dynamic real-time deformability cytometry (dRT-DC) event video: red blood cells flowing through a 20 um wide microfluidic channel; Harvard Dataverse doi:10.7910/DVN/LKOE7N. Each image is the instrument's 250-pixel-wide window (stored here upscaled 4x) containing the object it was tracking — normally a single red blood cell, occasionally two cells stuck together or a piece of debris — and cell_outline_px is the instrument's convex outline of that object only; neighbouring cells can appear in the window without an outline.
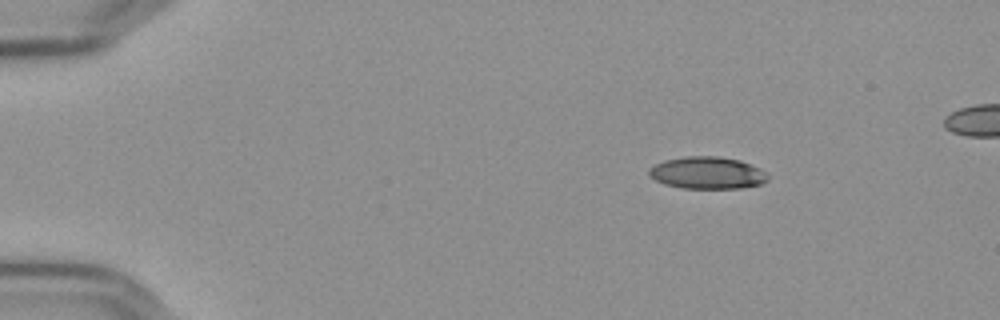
{"species": "Egyptian fruit bat (a non-hibernating species)", "species_latin": "Rousettus aegyptiacus", "temperature_condition": "cold", "stored_images_in_passage": 9, "camera_frame_rate_fps": 3000, "um_per_image_px": 0.085, "frame": {"image": 1, "passage_image": 1, "time_ms": 0.0, "image_size_px": [1000, 320], "cell_outline_px": [[768, 180], [760, 184], [740, 188], [684, 188], [664, 184], [656, 180], [648, 172], [648, 168], [664, 160], [684, 156], [720, 156], [740, 160], [760, 168], [768, 176]], "centroid_in_image_um": [60.12, 14.68], "position_along_channel_um": 24.9, "area_um2": 22.2}}